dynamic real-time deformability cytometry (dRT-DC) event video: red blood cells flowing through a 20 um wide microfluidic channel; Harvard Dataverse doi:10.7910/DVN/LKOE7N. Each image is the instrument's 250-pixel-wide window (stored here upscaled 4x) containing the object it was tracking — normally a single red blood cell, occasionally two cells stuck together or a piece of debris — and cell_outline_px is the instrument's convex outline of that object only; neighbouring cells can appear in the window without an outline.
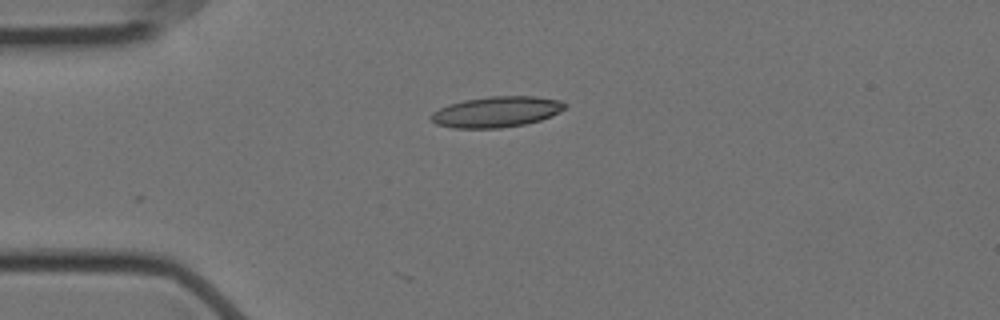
{"species": "Egyptian fruit bat (a non-hibernating species)", "species_latin": "Rousettus aegyptiacus", "temperature_condition": "cold", "stored_images_in_passage": 2, "camera_frame_rate_fps": 3000, "um_per_image_px": 0.085, "animal": {"sex": "female"}, "frame": {"image": 1, "passage_image": 2, "time_ms": 0.333, "image_size_px": [1000, 320], "cell_outline_px": [[568, 104], [564, 108], [540, 120], [524, 124], [500, 128], [452, 128], [436, 124], [432, 120], [432, 112], [440, 108], [464, 100], [488, 96], [536, 96], [560, 100]], "centroid_in_image_um": [42.19, 9.5], "position_along_channel_um": 42.8, "area_um2": 23.7}}